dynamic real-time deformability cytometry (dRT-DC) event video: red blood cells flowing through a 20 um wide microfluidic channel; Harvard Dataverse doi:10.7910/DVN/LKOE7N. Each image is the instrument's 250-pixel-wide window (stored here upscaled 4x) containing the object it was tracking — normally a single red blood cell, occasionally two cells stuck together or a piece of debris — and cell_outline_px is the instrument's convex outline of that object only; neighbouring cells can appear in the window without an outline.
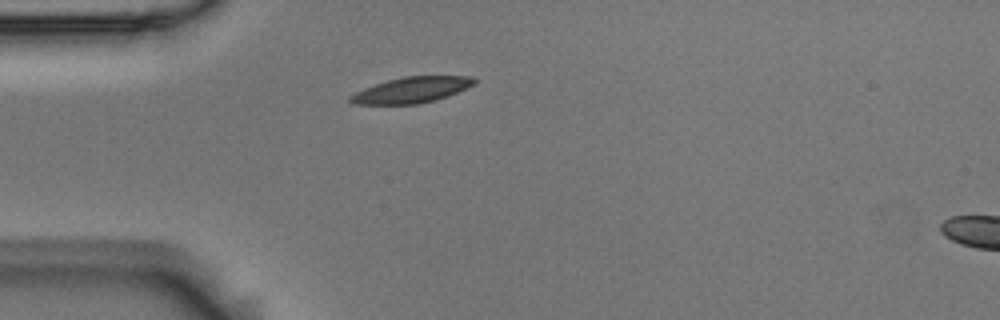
{"species": "Egyptian fruit bat (a non-hibernating species)", "species_latin": "Rousettus aegyptiacus", "temperature_condition": "room temperature", "stored_images_in_passage": 1, "camera_frame_rate_fps": 3000, "um_per_image_px": 0.085, "animal": {"sex": "male"}, "frame": {"image": 1, "passage_image": 1, "time_ms": 0.0, "image_size_px": [1000, 320], "cell_outline_px": [[480, 80], [476, 84], [448, 96], [436, 100], [420, 104], [356, 104], [348, 100], [348, 96], [364, 88], [388, 80], [404, 76], [468, 76]], "centroid_in_image_um": [35.03, 7.64], "position_along_channel_um": 50.0, "area_um2": 18.73}}